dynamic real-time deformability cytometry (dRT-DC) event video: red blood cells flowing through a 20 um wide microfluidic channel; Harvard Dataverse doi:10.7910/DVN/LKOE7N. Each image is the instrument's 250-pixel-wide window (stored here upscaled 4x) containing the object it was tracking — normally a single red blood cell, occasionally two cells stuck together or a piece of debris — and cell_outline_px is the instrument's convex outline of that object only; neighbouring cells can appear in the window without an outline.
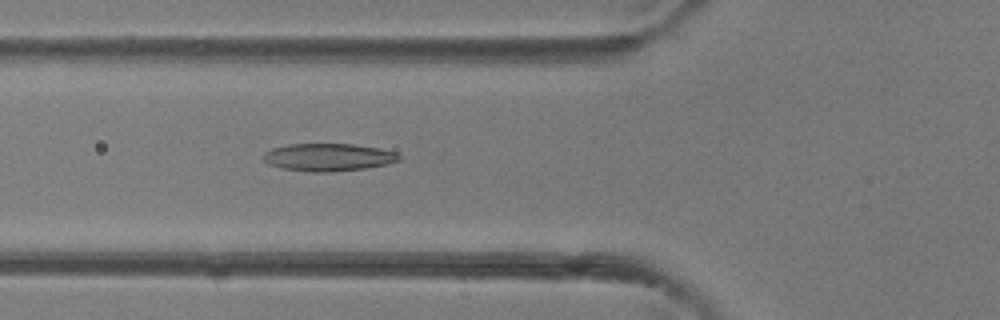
{"species": "common noctule bat (a hibernating species)", "species_latin": "Nyctalus noctula", "temperature_condition": "room temperature", "stored_images_in_passage": 22, "camera_frame_rate_fps": 3000, "um_per_image_px": 0.085, "animal": {"sex": "female"}, "frame": {"image": 1, "passage_image": 11, "time_ms": 3.333, "image_size_px": [1000, 320], "cell_outline_px": [[400, 160], [388, 164], [368, 168], [332, 172], [308, 172], [280, 168], [268, 164], [260, 156], [264, 152], [272, 148], [288, 144], [352, 144], [380, 148], [396, 152], [400, 156]], "centroid_in_image_um": [27.88, 13.37], "position_along_channel_um": 97.9, "area_um2": 22.2}}
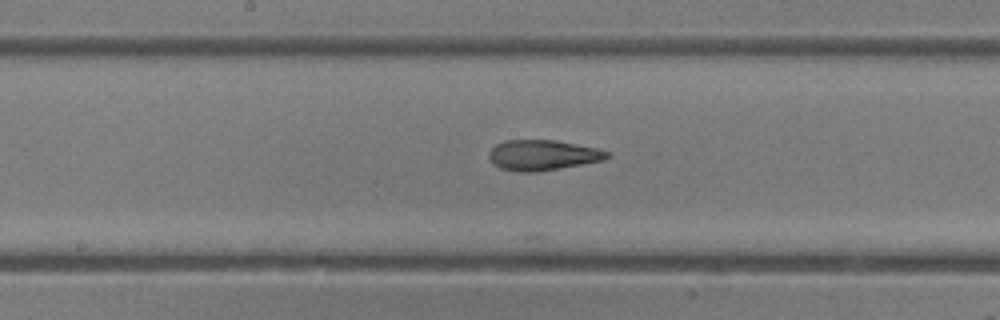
{"frame": {"image": 2, "passage_image": 17, "time_ms": 5.333, "image_size_px": [1000, 320], "cell_outline_px": [[612, 156], [604, 160], [560, 168], [536, 172], [520, 172], [500, 168], [488, 156], [488, 152], [496, 144], [504, 140], [556, 140], [596, 148], [608, 152]], "centroid_in_image_um": [46.13, 13.18], "position_along_channel_um": 202.1, "area_um2": 20.81}}
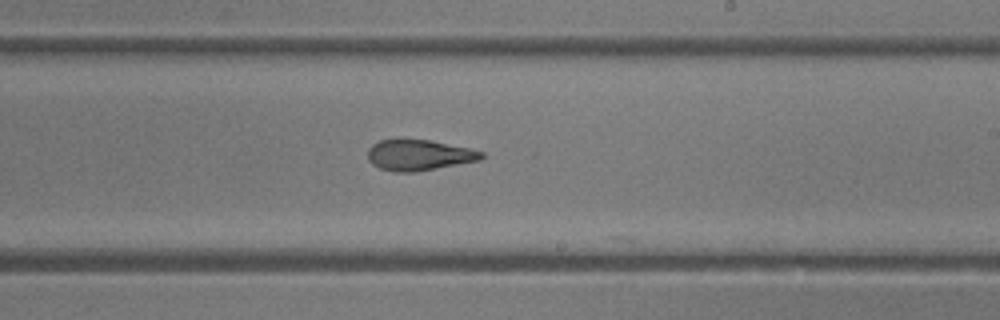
{"frame": {"image": 3, "passage_image": 20, "time_ms": 6.333, "image_size_px": [1000, 320], "cell_outline_px": [[484, 156], [480, 160], [416, 172], [392, 172], [380, 168], [372, 164], [368, 160], [368, 148], [372, 144], [380, 140], [400, 136], [432, 140], [468, 148], [484, 152]], "centroid_in_image_um": [35.55, 13.14], "position_along_channel_um": 253.4, "area_um2": 21.1}}